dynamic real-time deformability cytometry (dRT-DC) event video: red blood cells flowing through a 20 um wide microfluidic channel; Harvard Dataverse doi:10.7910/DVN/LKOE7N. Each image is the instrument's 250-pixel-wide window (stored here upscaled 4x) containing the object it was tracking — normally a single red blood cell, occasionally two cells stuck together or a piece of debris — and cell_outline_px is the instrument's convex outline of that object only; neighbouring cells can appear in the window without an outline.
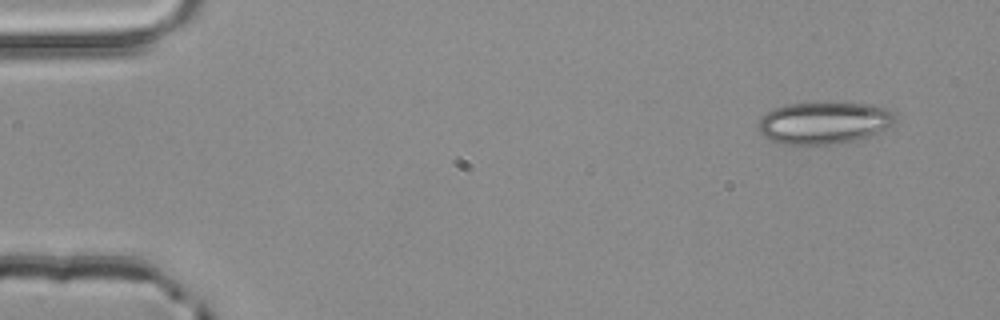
{"species": "common noctule bat (a hibernating species)", "species_latin": "Nyctalus noctula", "temperature_condition": "room temperature", "stored_images_in_passage": 3, "camera_frame_rate_fps": 3000, "um_per_image_px": 0.085, "animal": {"sex": "male", "body_mass_g": 20.4}, "frame": {"image": 1, "passage_image": 1, "time_ms": 0.0, "image_size_px": [1000, 320], "cell_outline_px": [[896, 120], [892, 124], [868, 136], [856, 140], [836, 144], [780, 144], [764, 136], [760, 132], [756, 124], [768, 112], [776, 108], [788, 104], [824, 100], [872, 104], [888, 108], [896, 112]], "centroid_in_image_um": [70.07, 10.39], "position_along_channel_um": 14.9, "area_um2": 34.28}}